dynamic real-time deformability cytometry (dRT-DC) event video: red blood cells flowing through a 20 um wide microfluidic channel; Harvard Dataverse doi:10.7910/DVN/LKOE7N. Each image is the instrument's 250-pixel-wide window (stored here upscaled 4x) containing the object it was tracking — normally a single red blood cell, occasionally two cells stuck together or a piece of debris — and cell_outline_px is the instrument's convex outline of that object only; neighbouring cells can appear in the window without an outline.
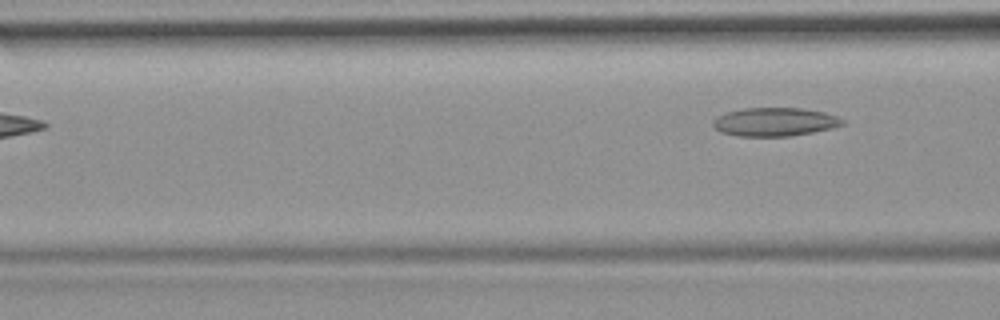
{"species": "common noctule bat (a hibernating species)", "species_latin": "Nyctalus noctula", "temperature_condition": "room temperature", "stored_images_in_passage": 6, "segment_of_instrument_passage": [2, 2], "camera_frame_rate_fps": 3000, "um_per_image_px": 0.085, "animal": {"sex": "female", "body_mass_g": 19.9}, "frame": {"image": 1, "passage_image": 6, "time_ms": 6.0, "image_size_px": [1000, 320], "cell_outline_px": [[844, 124], [832, 128], [812, 132], [788, 136], [736, 136], [720, 132], [712, 124], [712, 120], [716, 116], [724, 112], [744, 108], [804, 108], [824, 112], [836, 116], [844, 120]], "centroid_in_image_um": [65.81, 10.35], "position_along_channel_um": 100.8, "area_um2": 21.62}}